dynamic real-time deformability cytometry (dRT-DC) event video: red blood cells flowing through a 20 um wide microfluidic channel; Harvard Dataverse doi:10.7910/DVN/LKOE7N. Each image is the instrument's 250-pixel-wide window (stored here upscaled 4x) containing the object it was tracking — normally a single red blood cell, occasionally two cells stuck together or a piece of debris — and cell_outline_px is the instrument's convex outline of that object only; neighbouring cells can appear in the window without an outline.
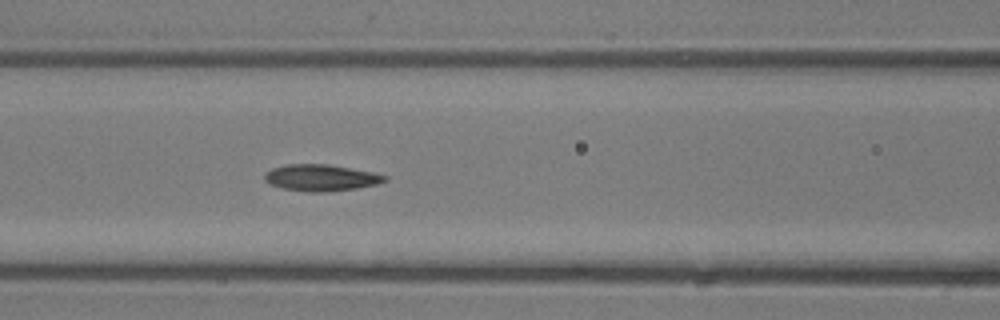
{"species": "common noctule bat (a hibernating species)", "species_latin": "Nyctalus noctula", "temperature_condition": "room temperature", "stored_images_in_passage": 11, "camera_frame_rate_fps": 3000, "um_per_image_px": 0.085, "animal": {"sex": "male", "body_mass_g": 13.3}, "frame": {"image": 1, "passage_image": 10, "time_ms": 3.0, "image_size_px": [1000, 320], "cell_outline_px": [[388, 180], [376, 184], [356, 188], [324, 192], [308, 192], [284, 188], [272, 184], [264, 180], [264, 176], [272, 168], [288, 164], [328, 164], [372, 172], [388, 176]], "centroid_in_image_um": [27.31, 15.1], "position_along_channel_um": 139.3, "area_um2": 18.32}}